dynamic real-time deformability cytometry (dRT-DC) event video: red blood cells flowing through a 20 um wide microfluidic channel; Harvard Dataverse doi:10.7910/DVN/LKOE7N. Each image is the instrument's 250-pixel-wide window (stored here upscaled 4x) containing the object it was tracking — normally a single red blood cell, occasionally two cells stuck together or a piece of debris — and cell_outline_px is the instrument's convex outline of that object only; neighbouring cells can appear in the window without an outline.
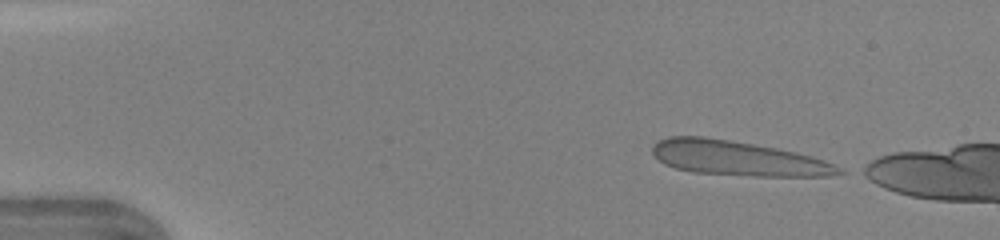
{"species": "human", "species_latin": "Homo sapiens", "temperature_condition": "warm", "stored_images_in_passage": 10, "camera_frame_rate_fps": 3000, "um_per_image_px": 0.085, "donor": {"sex": "female"}, "frame": {"image": 1, "passage_image": 1, "time_ms": 0.0, "image_size_px": [1000, 240], "cell_outline_px": [[844, 172], [828, 176], [756, 176], [692, 172], [676, 168], [664, 164], [652, 152], [652, 144], [656, 140], [668, 136], [704, 136], [732, 140], [776, 148], [796, 152], [812, 156], [824, 160], [840, 168]], "centroid_in_image_um": [62.65, 13.44], "position_along_channel_um": 22.3, "area_um2": 37.69}}